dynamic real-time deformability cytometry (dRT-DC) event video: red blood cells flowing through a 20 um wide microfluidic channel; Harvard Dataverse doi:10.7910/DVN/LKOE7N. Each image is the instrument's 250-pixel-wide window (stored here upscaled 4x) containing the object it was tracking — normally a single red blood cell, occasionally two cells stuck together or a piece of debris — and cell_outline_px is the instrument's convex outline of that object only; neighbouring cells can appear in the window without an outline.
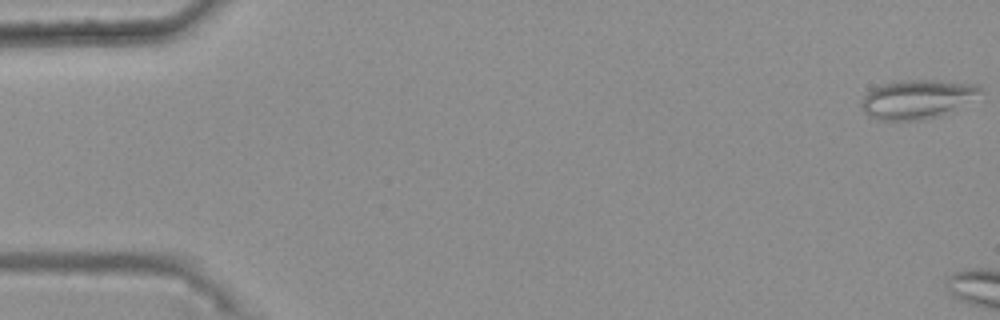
{"species": "common noctule bat (a hibernating species)", "species_latin": "Nyctalus noctula", "temperature_condition": "warm", "stored_images_in_passage": 11, "camera_frame_rate_fps": 3000, "um_per_image_px": 0.085, "animal": {"sex": "female", "body_mass_g": 25.1}, "frame": {"image": 1, "passage_image": 1, "time_ms": 0.0, "image_size_px": [1000, 320], "cell_outline_px": [[980, 92], [940, 116], [916, 120], [880, 120], [868, 116], [864, 112], [860, 104], [860, 100], [872, 88], [884, 84], [900, 80], [936, 80], [980, 84]], "centroid_in_image_um": [77.85, 8.42], "position_along_channel_um": 7.1, "area_um2": 26.41}}